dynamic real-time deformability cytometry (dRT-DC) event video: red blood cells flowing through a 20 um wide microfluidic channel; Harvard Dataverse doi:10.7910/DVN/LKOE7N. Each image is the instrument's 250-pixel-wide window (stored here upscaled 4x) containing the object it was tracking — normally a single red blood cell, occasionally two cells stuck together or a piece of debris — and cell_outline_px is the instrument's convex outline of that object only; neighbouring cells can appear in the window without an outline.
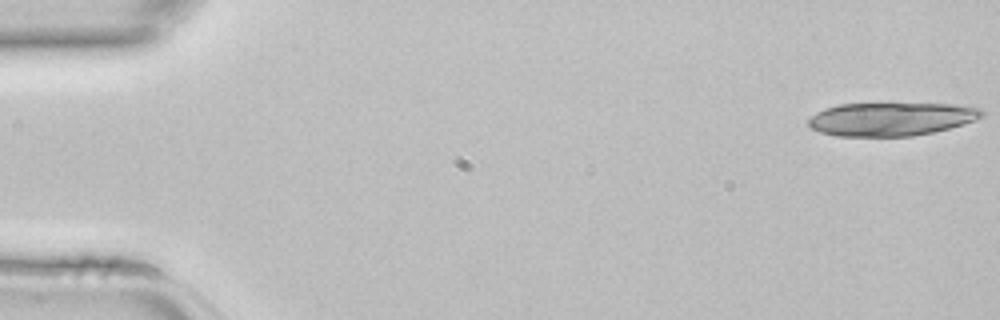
{"species": "common noctule bat (a hibernating species)", "species_latin": "Nyctalus noctula", "temperature_condition": "room temperature", "stored_images_in_passage": 15, "camera_frame_rate_fps": 3000, "um_per_image_px": 0.085, "animal": {"sex": "female", "body_mass_g": 22.7, "forearm_length_mm": 54.2}, "frame": {"image": 1, "passage_image": 1, "time_ms": 0.0, "image_size_px": [1000, 320], "cell_outline_px": [[984, 116], [964, 124], [932, 132], [912, 136], [836, 136], [820, 132], [812, 128], [808, 124], [808, 120], [816, 112], [824, 108], [840, 104], [952, 104], [980, 108], [984, 112]], "centroid_in_image_um": [75.74, 10.12], "position_along_channel_um": 9.3, "area_um2": 33.52}}